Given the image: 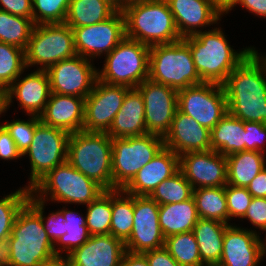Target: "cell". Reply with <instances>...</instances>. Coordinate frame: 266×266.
I'll return each mask as SVG.
<instances>
[{"label": "cell", "mask_w": 266, "mask_h": 266, "mask_svg": "<svg viewBox=\"0 0 266 266\" xmlns=\"http://www.w3.org/2000/svg\"><path fill=\"white\" fill-rule=\"evenodd\" d=\"M40 266H71L68 258L57 256L56 258L41 264Z\"/></svg>", "instance_id": "55"}, {"label": "cell", "mask_w": 266, "mask_h": 266, "mask_svg": "<svg viewBox=\"0 0 266 266\" xmlns=\"http://www.w3.org/2000/svg\"><path fill=\"white\" fill-rule=\"evenodd\" d=\"M244 122L227 113L211 130V150L228 156L245 151Z\"/></svg>", "instance_id": "29"}, {"label": "cell", "mask_w": 266, "mask_h": 266, "mask_svg": "<svg viewBox=\"0 0 266 266\" xmlns=\"http://www.w3.org/2000/svg\"><path fill=\"white\" fill-rule=\"evenodd\" d=\"M224 14L232 10V6L236 0H211Z\"/></svg>", "instance_id": "54"}, {"label": "cell", "mask_w": 266, "mask_h": 266, "mask_svg": "<svg viewBox=\"0 0 266 266\" xmlns=\"http://www.w3.org/2000/svg\"><path fill=\"white\" fill-rule=\"evenodd\" d=\"M247 190L253 197L266 198V167L250 182Z\"/></svg>", "instance_id": "50"}, {"label": "cell", "mask_w": 266, "mask_h": 266, "mask_svg": "<svg viewBox=\"0 0 266 266\" xmlns=\"http://www.w3.org/2000/svg\"><path fill=\"white\" fill-rule=\"evenodd\" d=\"M164 247L180 266L203 265L193 231L166 237Z\"/></svg>", "instance_id": "37"}, {"label": "cell", "mask_w": 266, "mask_h": 266, "mask_svg": "<svg viewBox=\"0 0 266 266\" xmlns=\"http://www.w3.org/2000/svg\"><path fill=\"white\" fill-rule=\"evenodd\" d=\"M4 112H6L4 91L0 90V115Z\"/></svg>", "instance_id": "57"}, {"label": "cell", "mask_w": 266, "mask_h": 266, "mask_svg": "<svg viewBox=\"0 0 266 266\" xmlns=\"http://www.w3.org/2000/svg\"><path fill=\"white\" fill-rule=\"evenodd\" d=\"M67 161L104 190L116 189L112 184V138L107 133H71Z\"/></svg>", "instance_id": "4"}, {"label": "cell", "mask_w": 266, "mask_h": 266, "mask_svg": "<svg viewBox=\"0 0 266 266\" xmlns=\"http://www.w3.org/2000/svg\"><path fill=\"white\" fill-rule=\"evenodd\" d=\"M115 12L104 0H70L64 23L71 28L90 26L105 21Z\"/></svg>", "instance_id": "31"}, {"label": "cell", "mask_w": 266, "mask_h": 266, "mask_svg": "<svg viewBox=\"0 0 266 266\" xmlns=\"http://www.w3.org/2000/svg\"><path fill=\"white\" fill-rule=\"evenodd\" d=\"M69 136V132L42 122L36 126L30 147L23 154V156L29 155L30 158V181L26 186L28 189H31L49 171L67 161Z\"/></svg>", "instance_id": "11"}, {"label": "cell", "mask_w": 266, "mask_h": 266, "mask_svg": "<svg viewBox=\"0 0 266 266\" xmlns=\"http://www.w3.org/2000/svg\"><path fill=\"white\" fill-rule=\"evenodd\" d=\"M245 151H259L265 154L266 123L244 122Z\"/></svg>", "instance_id": "45"}, {"label": "cell", "mask_w": 266, "mask_h": 266, "mask_svg": "<svg viewBox=\"0 0 266 266\" xmlns=\"http://www.w3.org/2000/svg\"><path fill=\"white\" fill-rule=\"evenodd\" d=\"M130 90L129 87L97 79L93 90L85 98L83 130L107 133Z\"/></svg>", "instance_id": "15"}, {"label": "cell", "mask_w": 266, "mask_h": 266, "mask_svg": "<svg viewBox=\"0 0 266 266\" xmlns=\"http://www.w3.org/2000/svg\"><path fill=\"white\" fill-rule=\"evenodd\" d=\"M107 134L112 139L147 134L144 99L137 89L126 94Z\"/></svg>", "instance_id": "26"}, {"label": "cell", "mask_w": 266, "mask_h": 266, "mask_svg": "<svg viewBox=\"0 0 266 266\" xmlns=\"http://www.w3.org/2000/svg\"><path fill=\"white\" fill-rule=\"evenodd\" d=\"M179 169L193 189L227 184L226 156L214 150L183 153L179 156Z\"/></svg>", "instance_id": "18"}, {"label": "cell", "mask_w": 266, "mask_h": 266, "mask_svg": "<svg viewBox=\"0 0 266 266\" xmlns=\"http://www.w3.org/2000/svg\"><path fill=\"white\" fill-rule=\"evenodd\" d=\"M265 158V154L259 151H242L226 156L227 184L247 188L266 167Z\"/></svg>", "instance_id": "30"}, {"label": "cell", "mask_w": 266, "mask_h": 266, "mask_svg": "<svg viewBox=\"0 0 266 266\" xmlns=\"http://www.w3.org/2000/svg\"><path fill=\"white\" fill-rule=\"evenodd\" d=\"M0 266H11L10 238L0 239Z\"/></svg>", "instance_id": "53"}, {"label": "cell", "mask_w": 266, "mask_h": 266, "mask_svg": "<svg viewBox=\"0 0 266 266\" xmlns=\"http://www.w3.org/2000/svg\"><path fill=\"white\" fill-rule=\"evenodd\" d=\"M266 57L255 49L222 84L230 115L243 122L266 123Z\"/></svg>", "instance_id": "1"}, {"label": "cell", "mask_w": 266, "mask_h": 266, "mask_svg": "<svg viewBox=\"0 0 266 266\" xmlns=\"http://www.w3.org/2000/svg\"><path fill=\"white\" fill-rule=\"evenodd\" d=\"M20 79L18 77L4 91L5 110L10 107L12 98L15 97L28 116L39 117L44 111L51 94L48 73L47 71L36 70Z\"/></svg>", "instance_id": "20"}, {"label": "cell", "mask_w": 266, "mask_h": 266, "mask_svg": "<svg viewBox=\"0 0 266 266\" xmlns=\"http://www.w3.org/2000/svg\"><path fill=\"white\" fill-rule=\"evenodd\" d=\"M133 222L134 195L124 192L123 189L112 190L110 234L125 242L131 235Z\"/></svg>", "instance_id": "33"}, {"label": "cell", "mask_w": 266, "mask_h": 266, "mask_svg": "<svg viewBox=\"0 0 266 266\" xmlns=\"http://www.w3.org/2000/svg\"><path fill=\"white\" fill-rule=\"evenodd\" d=\"M148 79L180 89L203 83L198 75L189 42L181 40L150 46Z\"/></svg>", "instance_id": "6"}, {"label": "cell", "mask_w": 266, "mask_h": 266, "mask_svg": "<svg viewBox=\"0 0 266 266\" xmlns=\"http://www.w3.org/2000/svg\"><path fill=\"white\" fill-rule=\"evenodd\" d=\"M193 196V187L179 170L172 177L163 180L149 195L159 205L179 203Z\"/></svg>", "instance_id": "39"}, {"label": "cell", "mask_w": 266, "mask_h": 266, "mask_svg": "<svg viewBox=\"0 0 266 266\" xmlns=\"http://www.w3.org/2000/svg\"><path fill=\"white\" fill-rule=\"evenodd\" d=\"M179 170V156L164 146L136 173L123 191L135 196H149L163 180L172 177Z\"/></svg>", "instance_id": "24"}, {"label": "cell", "mask_w": 266, "mask_h": 266, "mask_svg": "<svg viewBox=\"0 0 266 266\" xmlns=\"http://www.w3.org/2000/svg\"><path fill=\"white\" fill-rule=\"evenodd\" d=\"M23 155L17 149L16 143L12 139L10 133L1 124L0 125V158L4 160L19 159Z\"/></svg>", "instance_id": "47"}, {"label": "cell", "mask_w": 266, "mask_h": 266, "mask_svg": "<svg viewBox=\"0 0 266 266\" xmlns=\"http://www.w3.org/2000/svg\"><path fill=\"white\" fill-rule=\"evenodd\" d=\"M266 245L256 231L228 225L225 229L220 266H258Z\"/></svg>", "instance_id": "19"}, {"label": "cell", "mask_w": 266, "mask_h": 266, "mask_svg": "<svg viewBox=\"0 0 266 266\" xmlns=\"http://www.w3.org/2000/svg\"><path fill=\"white\" fill-rule=\"evenodd\" d=\"M74 34L65 23L35 25L25 50V65L48 70L57 62L76 56Z\"/></svg>", "instance_id": "10"}, {"label": "cell", "mask_w": 266, "mask_h": 266, "mask_svg": "<svg viewBox=\"0 0 266 266\" xmlns=\"http://www.w3.org/2000/svg\"><path fill=\"white\" fill-rule=\"evenodd\" d=\"M110 6H112L116 11H123L124 10V0H104Z\"/></svg>", "instance_id": "56"}, {"label": "cell", "mask_w": 266, "mask_h": 266, "mask_svg": "<svg viewBox=\"0 0 266 266\" xmlns=\"http://www.w3.org/2000/svg\"><path fill=\"white\" fill-rule=\"evenodd\" d=\"M31 117L27 121L17 119L12 122L5 121V124L3 123V126L10 133L16 143L17 149L22 155L30 147L35 128L41 122L38 116L31 115Z\"/></svg>", "instance_id": "42"}, {"label": "cell", "mask_w": 266, "mask_h": 266, "mask_svg": "<svg viewBox=\"0 0 266 266\" xmlns=\"http://www.w3.org/2000/svg\"><path fill=\"white\" fill-rule=\"evenodd\" d=\"M32 4V0H0V10L32 19Z\"/></svg>", "instance_id": "48"}, {"label": "cell", "mask_w": 266, "mask_h": 266, "mask_svg": "<svg viewBox=\"0 0 266 266\" xmlns=\"http://www.w3.org/2000/svg\"><path fill=\"white\" fill-rule=\"evenodd\" d=\"M85 98L52 93L39 116L45 125L76 133L83 130Z\"/></svg>", "instance_id": "25"}, {"label": "cell", "mask_w": 266, "mask_h": 266, "mask_svg": "<svg viewBox=\"0 0 266 266\" xmlns=\"http://www.w3.org/2000/svg\"><path fill=\"white\" fill-rule=\"evenodd\" d=\"M248 219L253 226L266 230V198L253 197L246 214L242 219Z\"/></svg>", "instance_id": "46"}, {"label": "cell", "mask_w": 266, "mask_h": 266, "mask_svg": "<svg viewBox=\"0 0 266 266\" xmlns=\"http://www.w3.org/2000/svg\"><path fill=\"white\" fill-rule=\"evenodd\" d=\"M225 194L227 199L228 221L233 217H240L242 219L246 214L253 196L248 192L246 187H237L229 184L225 186Z\"/></svg>", "instance_id": "44"}, {"label": "cell", "mask_w": 266, "mask_h": 266, "mask_svg": "<svg viewBox=\"0 0 266 266\" xmlns=\"http://www.w3.org/2000/svg\"><path fill=\"white\" fill-rule=\"evenodd\" d=\"M202 266H220L218 264H211V265H202Z\"/></svg>", "instance_id": "59"}, {"label": "cell", "mask_w": 266, "mask_h": 266, "mask_svg": "<svg viewBox=\"0 0 266 266\" xmlns=\"http://www.w3.org/2000/svg\"><path fill=\"white\" fill-rule=\"evenodd\" d=\"M178 110L212 130L228 113L223 85L203 82L178 90Z\"/></svg>", "instance_id": "12"}, {"label": "cell", "mask_w": 266, "mask_h": 266, "mask_svg": "<svg viewBox=\"0 0 266 266\" xmlns=\"http://www.w3.org/2000/svg\"><path fill=\"white\" fill-rule=\"evenodd\" d=\"M150 47L125 37L109 54L105 55L98 80L112 85L136 89L148 79Z\"/></svg>", "instance_id": "8"}, {"label": "cell", "mask_w": 266, "mask_h": 266, "mask_svg": "<svg viewBox=\"0 0 266 266\" xmlns=\"http://www.w3.org/2000/svg\"><path fill=\"white\" fill-rule=\"evenodd\" d=\"M30 190L34 198L44 203L50 195L51 201L84 205H88L105 191L68 161L49 171Z\"/></svg>", "instance_id": "7"}, {"label": "cell", "mask_w": 266, "mask_h": 266, "mask_svg": "<svg viewBox=\"0 0 266 266\" xmlns=\"http://www.w3.org/2000/svg\"><path fill=\"white\" fill-rule=\"evenodd\" d=\"M236 4H240L255 15L266 18V0H236L232 7Z\"/></svg>", "instance_id": "51"}, {"label": "cell", "mask_w": 266, "mask_h": 266, "mask_svg": "<svg viewBox=\"0 0 266 266\" xmlns=\"http://www.w3.org/2000/svg\"><path fill=\"white\" fill-rule=\"evenodd\" d=\"M149 1H154V0H124V8L135 3H142Z\"/></svg>", "instance_id": "58"}, {"label": "cell", "mask_w": 266, "mask_h": 266, "mask_svg": "<svg viewBox=\"0 0 266 266\" xmlns=\"http://www.w3.org/2000/svg\"><path fill=\"white\" fill-rule=\"evenodd\" d=\"M189 48L198 75L203 82L223 84L228 75L255 49L246 47L235 51L221 28L199 31L187 36ZM235 51V52H234Z\"/></svg>", "instance_id": "2"}, {"label": "cell", "mask_w": 266, "mask_h": 266, "mask_svg": "<svg viewBox=\"0 0 266 266\" xmlns=\"http://www.w3.org/2000/svg\"><path fill=\"white\" fill-rule=\"evenodd\" d=\"M120 266H149L143 253H131L126 251Z\"/></svg>", "instance_id": "52"}, {"label": "cell", "mask_w": 266, "mask_h": 266, "mask_svg": "<svg viewBox=\"0 0 266 266\" xmlns=\"http://www.w3.org/2000/svg\"><path fill=\"white\" fill-rule=\"evenodd\" d=\"M50 79V91L60 95L86 98L98 79L97 69L91 60L76 55L61 60L46 70Z\"/></svg>", "instance_id": "14"}, {"label": "cell", "mask_w": 266, "mask_h": 266, "mask_svg": "<svg viewBox=\"0 0 266 266\" xmlns=\"http://www.w3.org/2000/svg\"><path fill=\"white\" fill-rule=\"evenodd\" d=\"M199 216L193 196L179 203L159 206V224L163 236L193 231Z\"/></svg>", "instance_id": "27"}, {"label": "cell", "mask_w": 266, "mask_h": 266, "mask_svg": "<svg viewBox=\"0 0 266 266\" xmlns=\"http://www.w3.org/2000/svg\"><path fill=\"white\" fill-rule=\"evenodd\" d=\"M159 204L149 196L134 195V222L131 235L124 242L126 251L144 253L164 246L159 224Z\"/></svg>", "instance_id": "17"}, {"label": "cell", "mask_w": 266, "mask_h": 266, "mask_svg": "<svg viewBox=\"0 0 266 266\" xmlns=\"http://www.w3.org/2000/svg\"><path fill=\"white\" fill-rule=\"evenodd\" d=\"M122 12L127 38L149 47L182 39L166 0L135 3L125 7Z\"/></svg>", "instance_id": "3"}, {"label": "cell", "mask_w": 266, "mask_h": 266, "mask_svg": "<svg viewBox=\"0 0 266 266\" xmlns=\"http://www.w3.org/2000/svg\"><path fill=\"white\" fill-rule=\"evenodd\" d=\"M86 207V226L89 234L91 236L110 234L112 190H105Z\"/></svg>", "instance_id": "36"}, {"label": "cell", "mask_w": 266, "mask_h": 266, "mask_svg": "<svg viewBox=\"0 0 266 266\" xmlns=\"http://www.w3.org/2000/svg\"><path fill=\"white\" fill-rule=\"evenodd\" d=\"M9 238L11 266H40L57 257L41 216L28 203L18 212Z\"/></svg>", "instance_id": "5"}, {"label": "cell", "mask_w": 266, "mask_h": 266, "mask_svg": "<svg viewBox=\"0 0 266 266\" xmlns=\"http://www.w3.org/2000/svg\"><path fill=\"white\" fill-rule=\"evenodd\" d=\"M125 243L111 234L93 235L80 247L65 255L71 266H120Z\"/></svg>", "instance_id": "21"}, {"label": "cell", "mask_w": 266, "mask_h": 266, "mask_svg": "<svg viewBox=\"0 0 266 266\" xmlns=\"http://www.w3.org/2000/svg\"><path fill=\"white\" fill-rule=\"evenodd\" d=\"M136 89L144 99L147 133L164 137L178 109V91L150 79L144 80Z\"/></svg>", "instance_id": "16"}, {"label": "cell", "mask_w": 266, "mask_h": 266, "mask_svg": "<svg viewBox=\"0 0 266 266\" xmlns=\"http://www.w3.org/2000/svg\"><path fill=\"white\" fill-rule=\"evenodd\" d=\"M30 195L31 190L25 186L0 199V239L9 238L15 218Z\"/></svg>", "instance_id": "40"}, {"label": "cell", "mask_w": 266, "mask_h": 266, "mask_svg": "<svg viewBox=\"0 0 266 266\" xmlns=\"http://www.w3.org/2000/svg\"><path fill=\"white\" fill-rule=\"evenodd\" d=\"M193 198L199 218L228 223L225 187H203L193 189Z\"/></svg>", "instance_id": "32"}, {"label": "cell", "mask_w": 266, "mask_h": 266, "mask_svg": "<svg viewBox=\"0 0 266 266\" xmlns=\"http://www.w3.org/2000/svg\"><path fill=\"white\" fill-rule=\"evenodd\" d=\"M27 203L41 216V220L43 222L46 233L53 244H55L61 236L66 234V232H64L65 219L60 210L55 213L51 212L50 215L46 218L43 216V210L45 207L44 202H41L30 195Z\"/></svg>", "instance_id": "43"}, {"label": "cell", "mask_w": 266, "mask_h": 266, "mask_svg": "<svg viewBox=\"0 0 266 266\" xmlns=\"http://www.w3.org/2000/svg\"><path fill=\"white\" fill-rule=\"evenodd\" d=\"M163 139L164 146L178 156L186 152L211 150V130L178 109Z\"/></svg>", "instance_id": "22"}, {"label": "cell", "mask_w": 266, "mask_h": 266, "mask_svg": "<svg viewBox=\"0 0 266 266\" xmlns=\"http://www.w3.org/2000/svg\"><path fill=\"white\" fill-rule=\"evenodd\" d=\"M182 38L195 35L200 27L217 24L223 12L211 0H166Z\"/></svg>", "instance_id": "23"}, {"label": "cell", "mask_w": 266, "mask_h": 266, "mask_svg": "<svg viewBox=\"0 0 266 266\" xmlns=\"http://www.w3.org/2000/svg\"><path fill=\"white\" fill-rule=\"evenodd\" d=\"M25 69V50L0 42V90L5 91Z\"/></svg>", "instance_id": "38"}, {"label": "cell", "mask_w": 266, "mask_h": 266, "mask_svg": "<svg viewBox=\"0 0 266 266\" xmlns=\"http://www.w3.org/2000/svg\"><path fill=\"white\" fill-rule=\"evenodd\" d=\"M32 20L35 25L64 23L70 0H32Z\"/></svg>", "instance_id": "41"}, {"label": "cell", "mask_w": 266, "mask_h": 266, "mask_svg": "<svg viewBox=\"0 0 266 266\" xmlns=\"http://www.w3.org/2000/svg\"><path fill=\"white\" fill-rule=\"evenodd\" d=\"M163 147V136L152 133L112 139L113 186L123 189Z\"/></svg>", "instance_id": "9"}, {"label": "cell", "mask_w": 266, "mask_h": 266, "mask_svg": "<svg viewBox=\"0 0 266 266\" xmlns=\"http://www.w3.org/2000/svg\"><path fill=\"white\" fill-rule=\"evenodd\" d=\"M77 55L90 59L109 54L125 38V18L116 11L103 22L72 28Z\"/></svg>", "instance_id": "13"}, {"label": "cell", "mask_w": 266, "mask_h": 266, "mask_svg": "<svg viewBox=\"0 0 266 266\" xmlns=\"http://www.w3.org/2000/svg\"><path fill=\"white\" fill-rule=\"evenodd\" d=\"M143 254L146 256L149 266H180L164 246Z\"/></svg>", "instance_id": "49"}, {"label": "cell", "mask_w": 266, "mask_h": 266, "mask_svg": "<svg viewBox=\"0 0 266 266\" xmlns=\"http://www.w3.org/2000/svg\"><path fill=\"white\" fill-rule=\"evenodd\" d=\"M60 211L65 219L64 232L66 234L61 236L54 244V252L57 256H62L59 253L61 251L62 253L63 251L67 252V255L70 254L74 249L86 243L91 236L86 226V217L83 218L79 213L73 212V210H66L65 208ZM56 244L62 247L56 248Z\"/></svg>", "instance_id": "34"}, {"label": "cell", "mask_w": 266, "mask_h": 266, "mask_svg": "<svg viewBox=\"0 0 266 266\" xmlns=\"http://www.w3.org/2000/svg\"><path fill=\"white\" fill-rule=\"evenodd\" d=\"M34 26L30 18L0 10V42L26 50Z\"/></svg>", "instance_id": "35"}, {"label": "cell", "mask_w": 266, "mask_h": 266, "mask_svg": "<svg viewBox=\"0 0 266 266\" xmlns=\"http://www.w3.org/2000/svg\"><path fill=\"white\" fill-rule=\"evenodd\" d=\"M229 224L199 218L193 228L203 265L219 264L225 229Z\"/></svg>", "instance_id": "28"}]
</instances>
